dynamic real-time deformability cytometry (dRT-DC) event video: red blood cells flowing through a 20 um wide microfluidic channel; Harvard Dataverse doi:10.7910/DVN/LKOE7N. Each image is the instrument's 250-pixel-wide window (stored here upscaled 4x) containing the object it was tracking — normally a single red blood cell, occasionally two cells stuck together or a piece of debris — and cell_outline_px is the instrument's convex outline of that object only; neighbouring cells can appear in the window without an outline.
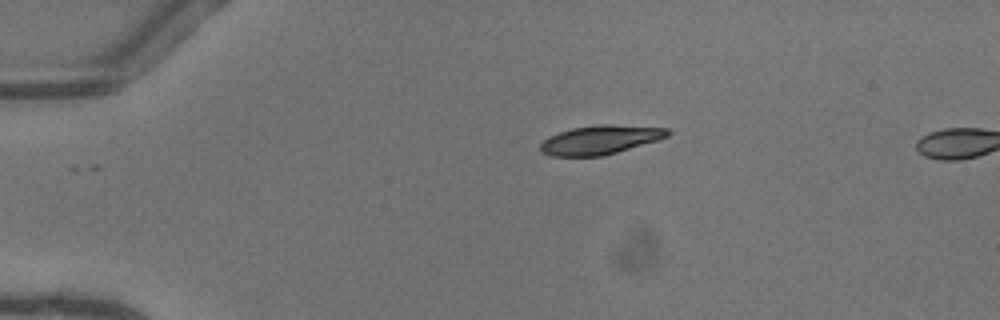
{"species": "common noctule bat (a hibernating species)", "species_latin": "Nyctalus noctula", "temperature_condition": "warm", "stored_images_in_passage": 42, "segment_of_instrument_passage": [1, 2], "camera_frame_rate_fps": 3000, "um_per_image_px": 0.085, "animal": {"sex": "female"}, "frame": {"image": 1, "passage_image": 1, "time_ms": 0.0, "image_size_px": [1000, 320], "cell_outline_px": [[672, 132], [668, 136], [660, 140], [604, 156], [552, 156], [540, 152], [540, 144], [548, 136], [572, 128], [596, 124], [612, 124], [668, 128]], "centroid_in_image_um": [51.05, 11.88], "position_along_channel_um": 33.9, "area_um2": 21.79}}
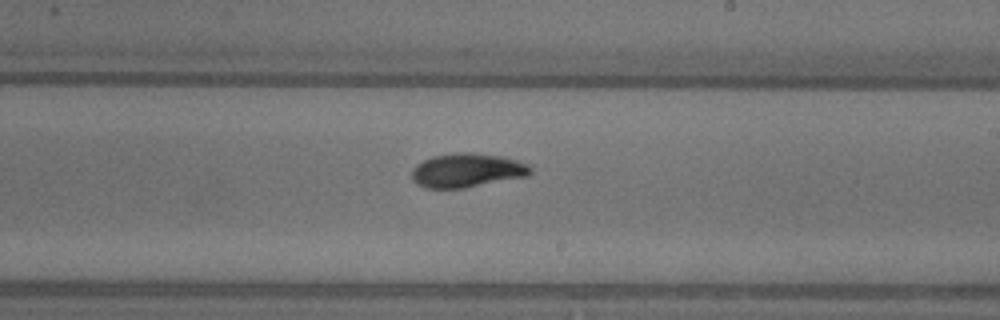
{"frame": {"image": 2, "passage_image": 21, "time_ms": 6.667, "image_size_px": [1000, 320], "cell_outline_px": [[532, 172], [528, 176], [464, 188], [424, 188], [416, 184], [412, 180], [412, 168], [416, 164], [432, 156], [460, 152], [472, 152], [500, 156], [532, 164]], "centroid_in_image_um": [39.71, 14.48], "position_along_channel_um": 249.3, "area_um2": 23.76}}
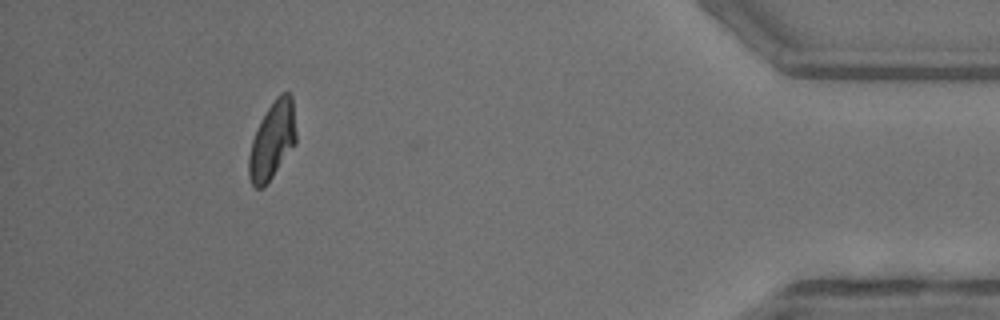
{"frame": {"image": 3, "passage_image": 37, "time_ms": 12.0, "image_size_px": [1000, 320], "cell_outline_px": [[296, 144], [264, 188], [256, 188], [252, 184], [248, 176], [248, 156], [252, 140], [268, 108], [276, 96], [280, 92], [288, 92], [292, 96], [296, 132]], "centroid_in_image_um": [23.15, 11.96], "position_along_channel_um": 412.0, "area_um2": 21.27}}